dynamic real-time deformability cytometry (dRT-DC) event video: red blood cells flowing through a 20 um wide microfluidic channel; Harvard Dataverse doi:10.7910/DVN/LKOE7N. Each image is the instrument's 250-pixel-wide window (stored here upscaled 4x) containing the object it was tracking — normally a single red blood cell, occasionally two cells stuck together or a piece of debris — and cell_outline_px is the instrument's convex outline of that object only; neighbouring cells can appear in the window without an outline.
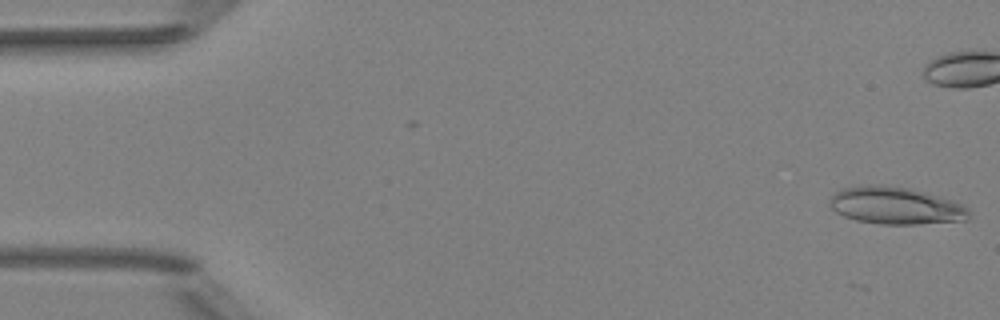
{"species": "Egyptian fruit bat (a non-hibernating species)", "species_latin": "Rousettus aegyptiacus", "temperature_condition": "room temperature", "stored_images_in_passage": 7, "camera_frame_rate_fps": 3000, "um_per_image_px": 0.085, "animal": {"sex": "female"}, "frame": {"image": 1, "passage_image": 1, "time_ms": 0.0, "image_size_px": [1000, 320], "cell_outline_px": [[972, 216], [968, 220], [916, 224], [880, 224], [856, 220], [844, 216], [836, 212], [828, 204], [832, 196], [836, 192], [844, 188], [880, 184], [908, 188], [924, 192], [952, 200], [964, 204], [968, 208]], "centroid_in_image_um": [76.18, 17.49], "position_along_channel_um": 8.8, "area_um2": 30.17}}